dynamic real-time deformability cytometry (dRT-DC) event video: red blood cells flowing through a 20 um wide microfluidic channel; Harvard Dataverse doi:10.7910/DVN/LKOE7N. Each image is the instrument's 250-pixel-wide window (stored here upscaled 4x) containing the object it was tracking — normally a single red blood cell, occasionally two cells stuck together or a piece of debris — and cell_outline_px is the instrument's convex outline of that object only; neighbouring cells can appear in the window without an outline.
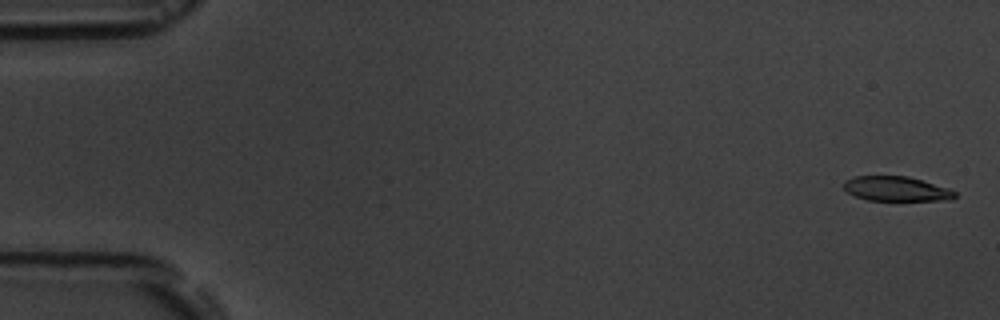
{"species": "common noctule bat (a hibernating species)", "species_latin": "Nyctalus noctula", "temperature_condition": "room temperature", "stored_images_in_passage": 6, "camera_frame_rate_fps": 3000, "um_per_image_px": 0.085, "animal": {"sex": "male", "body_mass_g": 19.5, "forearm_length_mm": 54.6}, "frame": {"image": 1, "passage_image": 1, "time_ms": 0.0, "image_size_px": [1000, 320], "cell_outline_px": [[956, 196], [952, 200], [868, 200], [856, 196], [848, 192], [844, 188], [844, 180], [852, 176], [908, 176], [948, 188], [956, 192]], "centroid_in_image_um": [76.18, 16.04], "position_along_channel_um": 8.8, "area_um2": 15.9}}
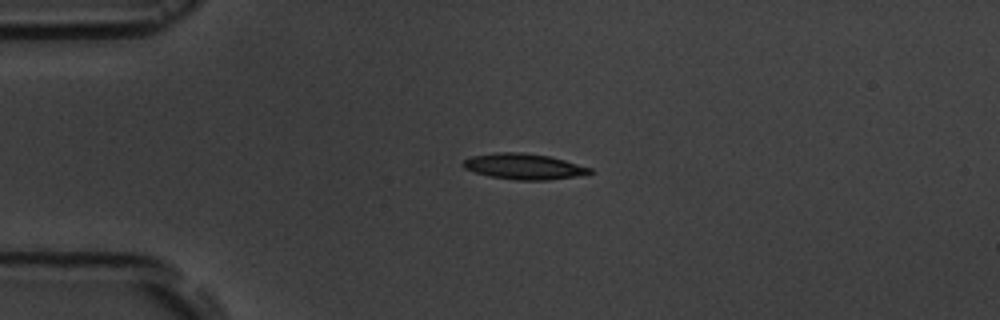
{"frame": {"image": 2, "passage_image": 4, "time_ms": 4.0, "image_size_px": [1000, 320], "cell_outline_px": [[592, 172], [580, 176], [548, 180], [516, 180], [492, 176], [476, 172], [464, 168], [460, 164], [464, 160], [472, 156], [496, 152], [524, 152], [548, 156], [564, 160], [592, 168]], "centroid_in_image_um": [44.53, 14.14], "position_along_channel_um": 40.5, "area_um2": 18.96}}
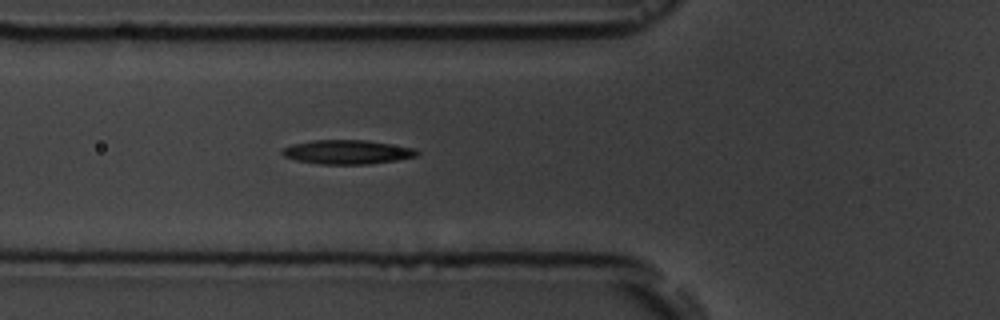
{"frame": {"image": 3, "passage_image": 6, "time_ms": 6.333, "image_size_px": [1000, 320], "cell_outline_px": [[420, 152], [416, 156], [396, 160], [368, 164], [320, 164], [296, 160], [284, 156], [280, 152], [284, 148], [292, 144], [312, 140], [364, 140], [416, 148]], "centroid_in_image_um": [29.51, 12.92], "position_along_channel_um": 96.3, "area_um2": 18.84}}